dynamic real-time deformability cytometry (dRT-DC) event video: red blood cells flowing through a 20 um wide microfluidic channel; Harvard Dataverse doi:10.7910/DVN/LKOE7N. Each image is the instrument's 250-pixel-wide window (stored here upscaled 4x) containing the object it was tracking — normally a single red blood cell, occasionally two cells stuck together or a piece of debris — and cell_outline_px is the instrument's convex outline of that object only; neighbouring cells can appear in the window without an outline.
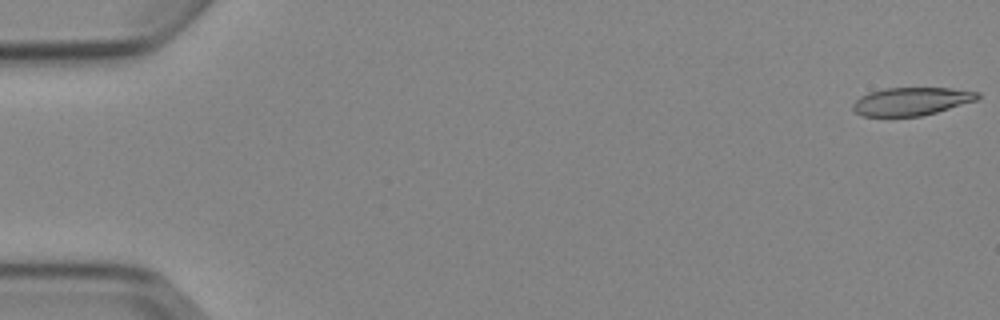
{"species": "Egyptian fruit bat (a non-hibernating species)", "species_latin": "Rousettus aegyptiacus", "temperature_condition": "cold", "stored_images_in_passage": 5, "camera_frame_rate_fps": 3000, "um_per_image_px": 0.085, "animal": {"sex": "female"}, "frame": {"image": 1, "passage_image": 1, "time_ms": 0.0, "image_size_px": [1000, 320], "cell_outline_px": [[980, 96], [976, 100], [936, 112], [920, 116], [864, 116], [856, 112], [852, 108], [852, 104], [860, 96], [868, 92], [884, 88], [952, 88], [980, 92]], "centroid_in_image_um": [77.45, 8.6], "position_along_channel_um": 7.5, "area_um2": 20.29}}
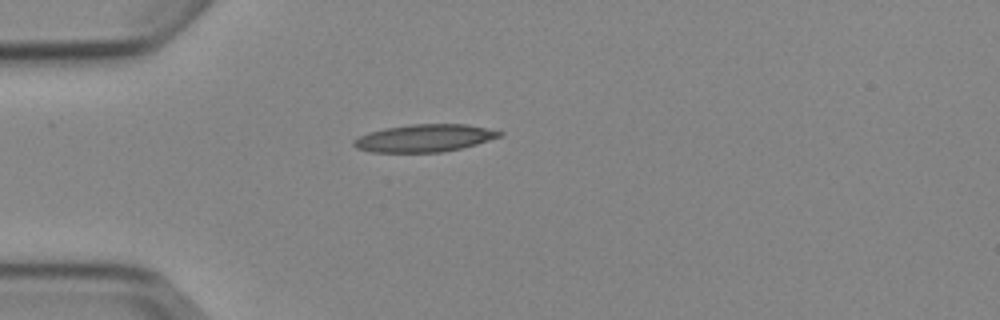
{"frame": {"image": 2, "passage_image": 5, "time_ms": 4.667, "image_size_px": [1000, 320], "cell_outline_px": [[504, 132], [500, 136], [476, 144], [460, 148], [440, 152], [372, 152], [356, 148], [352, 144], [352, 140], [368, 132], [384, 128], [408, 124], [468, 124]], "centroid_in_image_um": [36.03, 11.73], "position_along_channel_um": 49.0, "area_um2": 23.29}}